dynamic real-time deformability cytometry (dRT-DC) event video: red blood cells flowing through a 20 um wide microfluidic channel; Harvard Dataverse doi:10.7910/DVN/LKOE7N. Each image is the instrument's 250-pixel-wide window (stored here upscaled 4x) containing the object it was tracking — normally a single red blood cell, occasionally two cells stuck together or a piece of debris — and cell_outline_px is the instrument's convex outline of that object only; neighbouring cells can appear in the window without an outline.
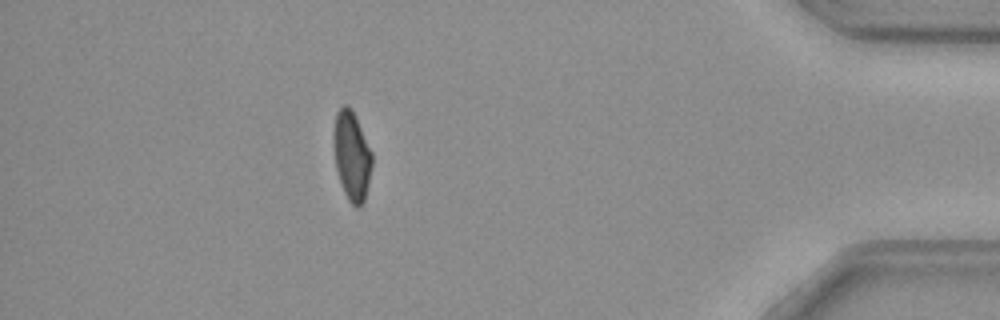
{"species": "common noctule bat (a hibernating species)", "species_latin": "Nyctalus noctula", "temperature_condition": "cold", "stored_images_in_passage": 53, "camera_frame_rate_fps": 3000, "um_per_image_px": 0.085, "animal": {"sex": "female", "body_mass_g": 29.2, "forearm_length_mm": 56.3}, "frame": {"image": 1, "passage_image": 47, "time_ms": 15.333, "image_size_px": [1000, 320], "cell_outline_px": [[372, 164], [364, 204], [360, 208], [356, 208], [348, 200], [344, 192], [336, 168], [332, 136], [332, 132], [336, 112], [344, 104], [348, 104], [372, 152]], "centroid_in_image_um": [29.88, 13.28], "position_along_channel_um": 405.3, "area_um2": 19.88}}